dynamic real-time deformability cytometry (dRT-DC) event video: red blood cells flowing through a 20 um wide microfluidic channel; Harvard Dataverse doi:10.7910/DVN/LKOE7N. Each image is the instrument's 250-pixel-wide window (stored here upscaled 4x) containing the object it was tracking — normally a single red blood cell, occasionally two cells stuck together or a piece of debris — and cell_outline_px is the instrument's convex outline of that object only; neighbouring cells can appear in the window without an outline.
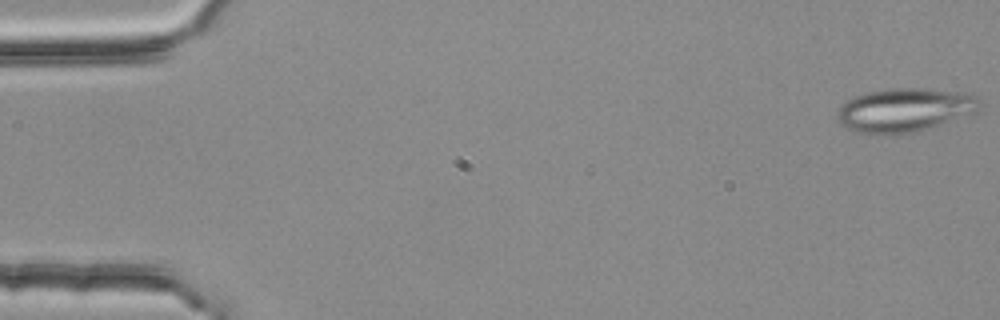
{"species": "common noctule bat (a hibernating species)", "species_latin": "Nyctalus noctula", "temperature_condition": "room temperature", "stored_images_in_passage": 4, "camera_frame_rate_fps": 3000, "um_per_image_px": 0.085, "animal": {"sex": "female", "body_mass_g": 25.1}, "frame": {"image": 1, "passage_image": 1, "time_ms": 0.0, "image_size_px": [1000, 320], "cell_outline_px": [[984, 104], [976, 112], [912, 132], [856, 132], [840, 124], [836, 120], [836, 112], [852, 96], [868, 92], [888, 88], [928, 88], [956, 92], [976, 96]], "centroid_in_image_um": [76.88, 9.3], "position_along_channel_um": 8.1, "area_um2": 35.49}}